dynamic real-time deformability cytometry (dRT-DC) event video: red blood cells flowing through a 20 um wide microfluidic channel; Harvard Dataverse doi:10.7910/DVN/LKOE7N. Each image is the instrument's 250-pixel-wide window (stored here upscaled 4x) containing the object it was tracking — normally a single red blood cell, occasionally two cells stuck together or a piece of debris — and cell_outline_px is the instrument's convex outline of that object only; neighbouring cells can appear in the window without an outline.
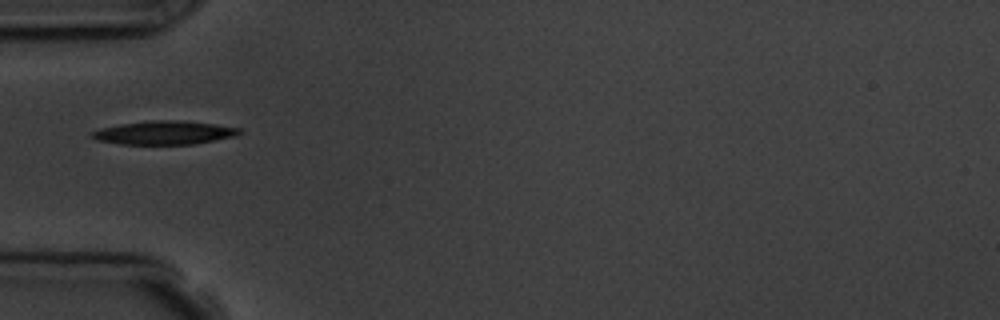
{"species": "common noctule bat (a hibernating species)", "species_latin": "Nyctalus noctula", "temperature_condition": "room temperature", "stored_images_in_passage": 4, "camera_frame_rate_fps": 3000, "um_per_image_px": 0.085, "animal": {"sex": "male", "body_mass_g": 19.5, "forearm_length_mm": 54.6}, "frame": {"image": 1, "passage_image": 1, "time_ms": 0.0, "image_size_px": [1000, 320], "cell_outline_px": [[240, 132], [236, 136], [192, 144], [120, 144], [96, 140], [88, 136], [92, 132], [100, 128], [120, 124], [148, 120], [188, 120], [216, 124], [240, 128]], "centroid_in_image_um": [13.93, 11.27], "position_along_channel_um": 71.1, "area_um2": 20.4}}